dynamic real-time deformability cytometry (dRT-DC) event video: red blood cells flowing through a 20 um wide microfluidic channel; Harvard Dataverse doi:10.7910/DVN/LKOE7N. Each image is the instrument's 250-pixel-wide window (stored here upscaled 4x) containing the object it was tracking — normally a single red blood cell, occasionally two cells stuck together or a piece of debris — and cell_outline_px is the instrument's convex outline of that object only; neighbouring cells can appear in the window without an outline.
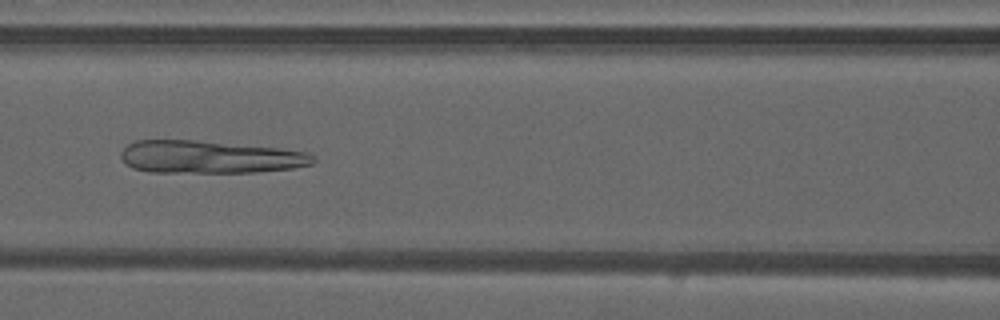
{"species": "common noctule bat (a hibernating species)", "species_latin": "Nyctalus noctula", "temperature_condition": "warm", "stored_images_in_passage": 49, "camera_frame_rate_fps": 3000, "um_per_image_px": 0.085, "animal": {"sex": "male", "forearm_length_mm": 52.5}, "frame": {"image": 1, "passage_image": 22, "time_ms": 7.0, "image_size_px": [1000, 320], "cell_outline_px": [[316, 160], [312, 164], [292, 168], [256, 172], [148, 172], [132, 168], [120, 156], [120, 152], [128, 144], [136, 140], [196, 140], [280, 148], [308, 152], [316, 156]], "centroid_in_image_um": [17.85, 13.34], "position_along_channel_um": 148.8, "area_um2": 36.7}}
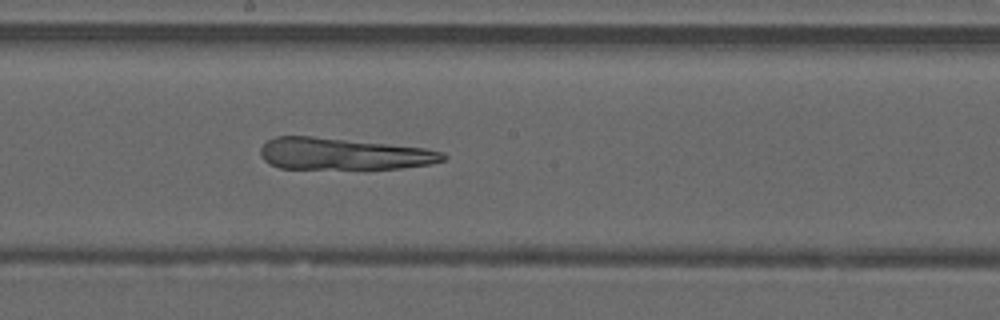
{"frame": {"image": 2, "passage_image": 27, "time_ms": 8.667, "image_size_px": [1000, 320], "cell_outline_px": [[448, 156], [444, 160], [428, 164], [400, 168], [280, 168], [268, 164], [260, 156], [260, 148], [268, 140], [276, 136], [312, 136], [388, 144], [424, 148], [444, 152]], "centroid_in_image_um": [29.15, 13.07], "position_along_channel_um": 219.0, "area_um2": 33.52}}
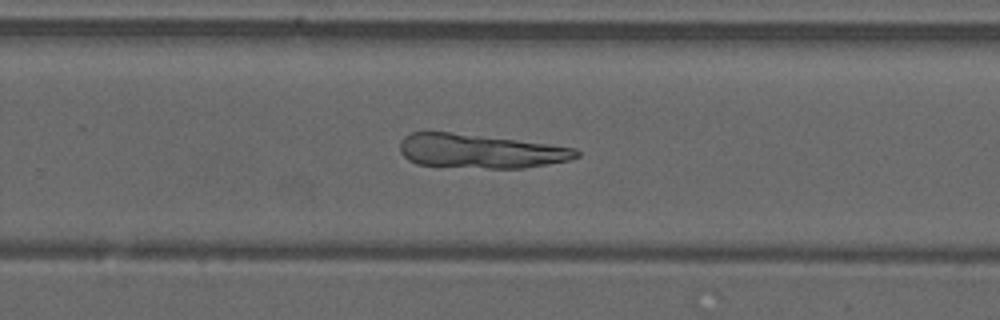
{"frame": {"image": 3, "passage_image": 32, "time_ms": 10.333, "image_size_px": [1000, 320], "cell_outline_px": [[580, 156], [568, 160], [524, 168], [488, 168], [416, 164], [408, 160], [400, 152], [400, 144], [404, 136], [412, 132], [448, 132], [516, 140], [548, 144], [576, 148], [580, 152]], "centroid_in_image_um": [40.81, 12.85], "position_along_channel_um": 289.0, "area_um2": 34.62}}